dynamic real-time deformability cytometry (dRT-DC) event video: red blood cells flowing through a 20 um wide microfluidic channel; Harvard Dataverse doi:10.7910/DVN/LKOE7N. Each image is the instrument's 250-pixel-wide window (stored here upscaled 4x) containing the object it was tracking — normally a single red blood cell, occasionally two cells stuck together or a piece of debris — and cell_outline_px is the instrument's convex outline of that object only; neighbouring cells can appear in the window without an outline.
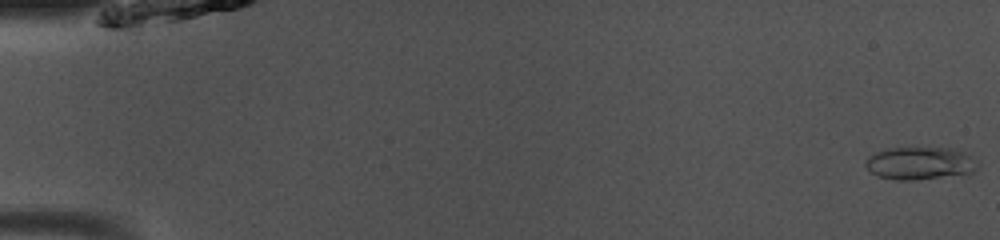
{"species": "common noctule bat (a hibernating species)", "species_latin": "Nyctalus noctula", "temperature_condition": "room temperature", "stored_images_in_passage": 49, "camera_frame_rate_fps": 3000, "um_per_image_px": 0.085, "animal": {"sex": "male", "body_mass_g": 13.0, "forearm_length_mm": 53.1}, "frame": {"image": 1, "passage_image": 1, "time_ms": 0.0, "image_size_px": [1000, 240], "cell_outline_px": [[976, 168], [968, 176], [912, 180], [896, 180], [880, 176], [872, 172], [864, 164], [868, 156], [876, 152], [892, 148], [956, 148], [972, 156]], "centroid_in_image_um": [78.25, 13.9], "position_along_channel_um": 6.7, "area_um2": 21.56}}
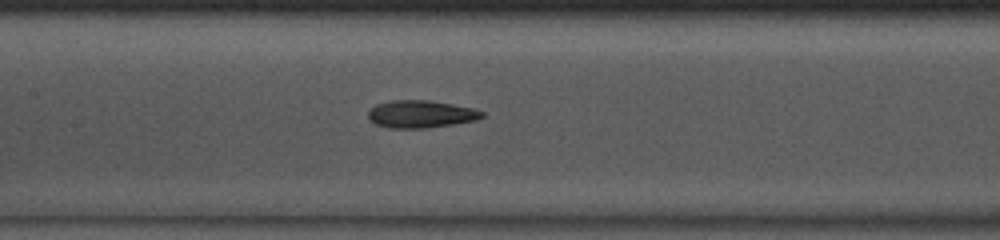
{"frame": {"image": 2, "passage_image": 24, "time_ms": 7.667, "image_size_px": [1000, 240], "cell_outline_px": [[484, 116], [476, 120], [452, 124], [424, 128], [392, 128], [376, 124], [368, 116], [368, 112], [376, 104], [392, 100], [428, 100], [452, 104], [472, 108], [484, 112]], "centroid_in_image_um": [35.78, 9.69], "position_along_channel_um": 171.6, "area_um2": 17.98}}
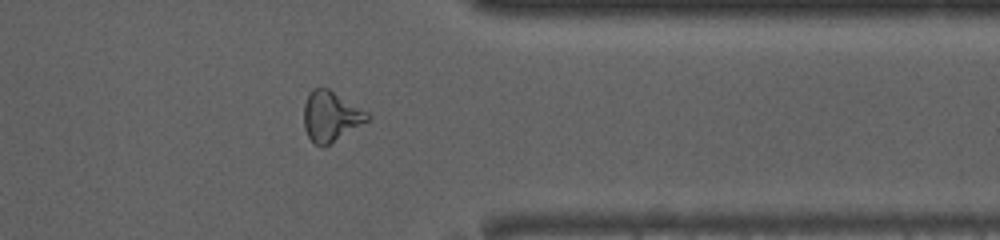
{"frame": {"image": 3, "passage_image": 40, "time_ms": 13.0, "image_size_px": [1000, 240], "cell_outline_px": [[372, 116], [368, 120], [324, 148], [316, 144], [308, 136], [304, 128], [304, 104], [308, 92], [316, 88], [328, 88], [368, 112]], "centroid_in_image_um": [28.11, 9.89], "position_along_channel_um": 383.3, "area_um2": 18.5}, "authors_computed_cell_mechanics": {"area_um2": 18.496, "velocity_mm_per_s": 4.0826, "shape_relaxation_time_tau1_ms": 5.5113, "shape_relaxation_time_tau2_ms": 2.038, "deformation_change_tau1": 0.1521, "deformation_change_tau2": 0.1109}}